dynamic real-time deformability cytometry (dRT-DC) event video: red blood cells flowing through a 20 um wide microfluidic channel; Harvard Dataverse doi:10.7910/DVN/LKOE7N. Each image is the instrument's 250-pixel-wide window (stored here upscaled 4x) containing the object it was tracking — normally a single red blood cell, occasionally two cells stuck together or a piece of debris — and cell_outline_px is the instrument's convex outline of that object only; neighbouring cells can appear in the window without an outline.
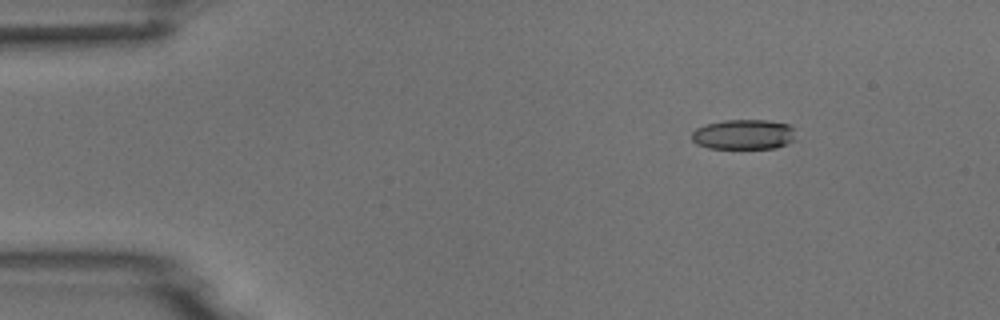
{"species": "common noctule bat (a hibernating species)", "species_latin": "Nyctalus noctula", "temperature_condition": "room temperature", "stored_images_in_passage": 8, "camera_frame_rate_fps": 3000, "um_per_image_px": 0.085, "animal": {"sex": "male", "body_mass_g": 18.8}, "frame": {"image": 1, "passage_image": 2, "time_ms": 1.0, "image_size_px": [1000, 320], "cell_outline_px": [[796, 140], [788, 144], [776, 148], [708, 148], [696, 144], [692, 140], [692, 132], [696, 128], [704, 124], [724, 120], [768, 120], [788, 124], [796, 128]], "centroid_in_image_um": [63.26, 11.42], "position_along_channel_um": 21.7, "area_um2": 18.61}}
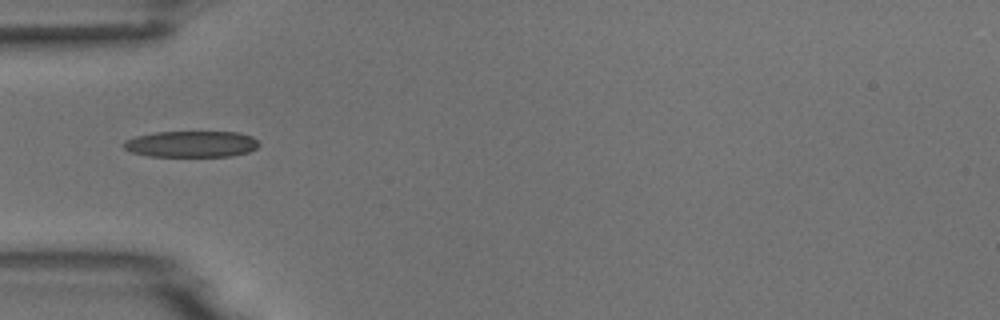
{"frame": {"image": 2, "passage_image": 4, "time_ms": 4.333, "image_size_px": [1000, 320], "cell_outline_px": [[260, 144], [256, 148], [248, 152], [232, 156], [148, 156], [132, 152], [124, 148], [124, 140], [136, 136], [156, 132], [240, 132], [252, 136]], "centroid_in_image_um": [16.28, 12.24], "position_along_channel_um": 68.7, "area_um2": 20.69}}
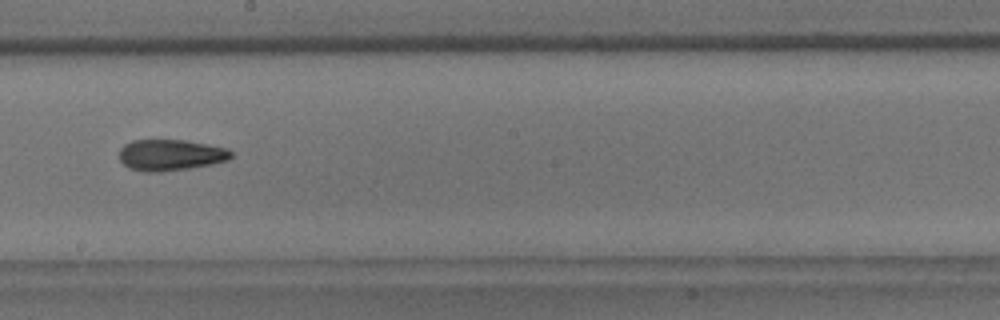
{"frame": {"image": 3, "passage_image": 8, "time_ms": 8.667, "image_size_px": [1000, 320], "cell_outline_px": [[232, 156], [228, 160], [212, 164], [188, 168], [160, 172], [144, 172], [128, 168], [120, 160], [120, 148], [124, 144], [132, 140], [184, 140], [228, 148], [232, 152]], "centroid_in_image_um": [14.48, 13.18], "position_along_channel_um": 233.7, "area_um2": 20.35}}